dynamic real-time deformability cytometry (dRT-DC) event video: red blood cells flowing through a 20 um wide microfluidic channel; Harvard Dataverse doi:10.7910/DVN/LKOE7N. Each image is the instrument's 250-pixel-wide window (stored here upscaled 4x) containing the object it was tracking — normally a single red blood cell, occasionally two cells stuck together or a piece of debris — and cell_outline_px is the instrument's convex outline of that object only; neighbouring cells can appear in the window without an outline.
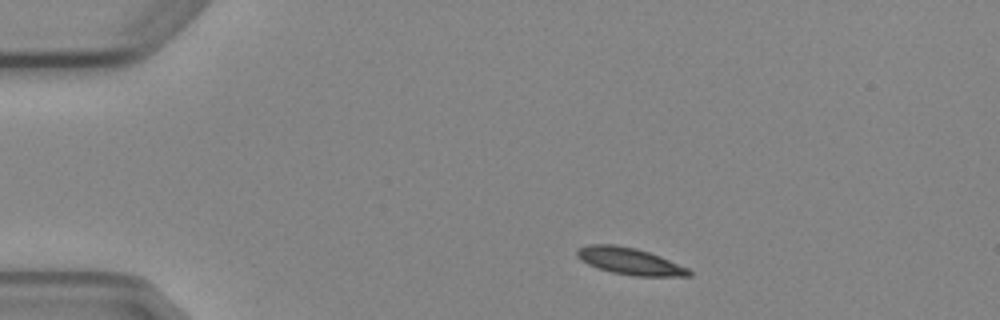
{"species": "Egyptian fruit bat (a non-hibernating species)", "species_latin": "Rousettus aegyptiacus", "temperature_condition": "cold", "stored_images_in_passage": 3, "camera_frame_rate_fps": 3000, "um_per_image_px": 0.085, "animal": {"sex": "female"}, "frame": {"image": 1, "passage_image": 1, "time_ms": 0.0, "image_size_px": [1000, 320], "cell_outline_px": [[692, 276], [632, 276], [612, 272], [588, 264], [580, 260], [576, 256], [576, 252], [580, 248], [588, 244], [616, 244], [636, 248], [660, 256], [688, 268], [692, 272]], "centroid_in_image_um": [53.53, 22.2], "position_along_channel_um": 31.5, "area_um2": 17.46}}
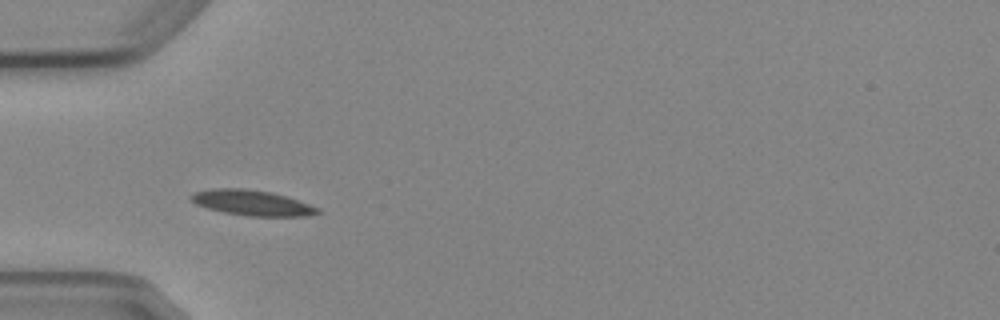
{"frame": {"image": 2, "passage_image": 3, "time_ms": 2.333, "image_size_px": [1000, 320], "cell_outline_px": [[320, 212], [304, 216], [248, 216], [224, 212], [208, 208], [196, 204], [188, 196], [192, 192], [212, 188], [244, 188], [272, 192], [320, 208]], "centroid_in_image_um": [21.36, 17.23], "position_along_channel_um": 63.6, "area_um2": 18.61}}